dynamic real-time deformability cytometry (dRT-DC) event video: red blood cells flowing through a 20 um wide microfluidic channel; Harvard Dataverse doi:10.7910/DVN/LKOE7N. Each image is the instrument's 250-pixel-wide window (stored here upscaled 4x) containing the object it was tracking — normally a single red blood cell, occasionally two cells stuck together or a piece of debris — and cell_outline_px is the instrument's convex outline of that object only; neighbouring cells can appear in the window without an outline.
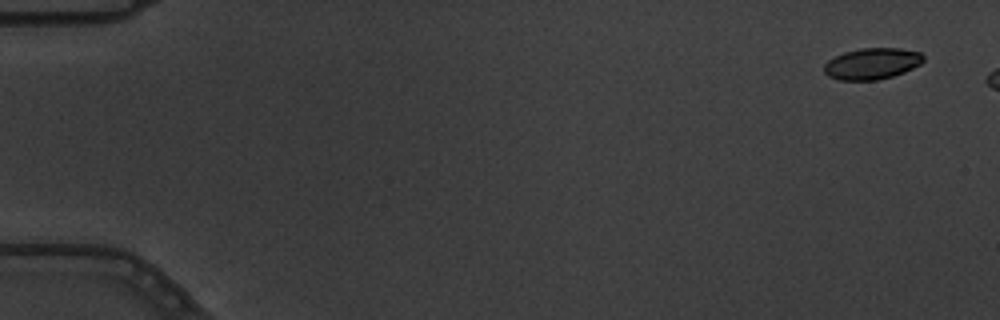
{"species": "common noctule bat (a hibernating species)", "species_latin": "Nyctalus noctula", "temperature_condition": "warm", "stored_images_in_passage": 2, "camera_frame_rate_fps": 3000, "um_per_image_px": 0.085, "animal": {"sex": "male", "body_mass_g": 19.5, "forearm_length_mm": 54.6}, "frame": {"image": 1, "passage_image": 1, "time_ms": 0.0, "image_size_px": [1000, 320], "cell_outline_px": [[924, 60], [920, 64], [904, 72], [892, 76], [876, 80], [836, 80], [828, 76], [824, 72], [824, 64], [828, 60], [844, 52], [860, 48], [900, 48], [920, 52], [924, 56]], "centroid_in_image_um": [74.1, 5.41], "position_along_channel_um": 10.9, "area_um2": 18.15}}